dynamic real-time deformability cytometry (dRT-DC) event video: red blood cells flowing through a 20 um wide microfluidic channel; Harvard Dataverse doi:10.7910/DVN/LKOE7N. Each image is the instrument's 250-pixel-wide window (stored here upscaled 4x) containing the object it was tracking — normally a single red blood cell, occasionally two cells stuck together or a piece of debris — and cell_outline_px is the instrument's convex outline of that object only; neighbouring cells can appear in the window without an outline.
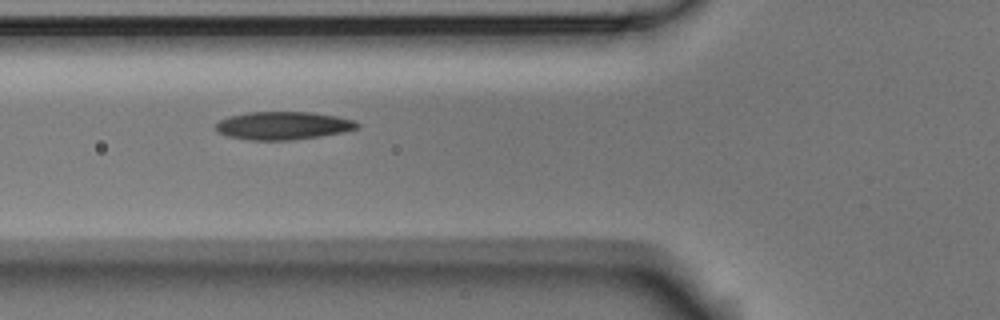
{"species": "Egyptian fruit bat (a non-hibernating species)", "species_latin": "Rousettus aegyptiacus", "temperature_condition": "room temperature", "stored_images_in_passage": 6, "camera_frame_rate_fps": 3000, "um_per_image_px": 0.085, "animal": {"sex": "male"}, "frame": {"image": 1, "passage_image": 3, "time_ms": 0.667, "image_size_px": [1000, 320], "cell_outline_px": [[360, 124], [356, 128], [344, 132], [320, 136], [292, 140], [248, 140], [228, 136], [220, 132], [216, 128], [216, 124], [220, 120], [228, 116], [248, 112], [312, 112], [336, 116], [352, 120]], "centroid_in_image_um": [24.05, 10.67], "position_along_channel_um": 101.7, "area_um2": 22.95}}
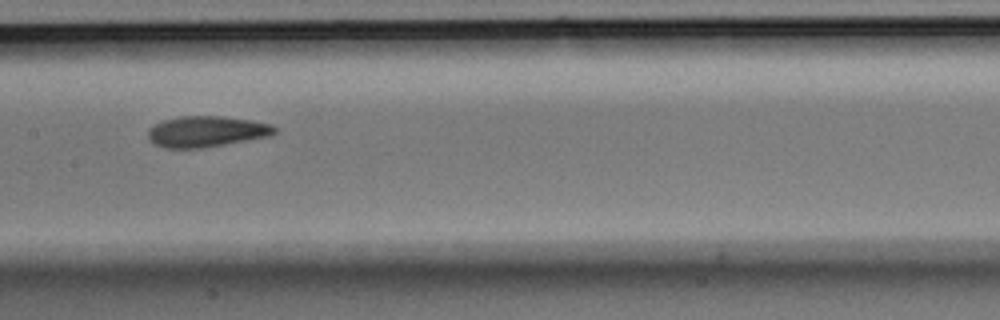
{"frame": {"image": 2, "passage_image": 5, "time_ms": 1.333, "image_size_px": [1000, 320], "cell_outline_px": [[276, 132], [268, 136], [204, 148], [164, 148], [152, 144], [148, 140], [148, 128], [164, 120], [180, 116], [220, 116], [248, 120], [272, 124], [276, 128]], "centroid_in_image_um": [17.49, 11.19], "position_along_channel_um": 189.9, "area_um2": 22.77}}
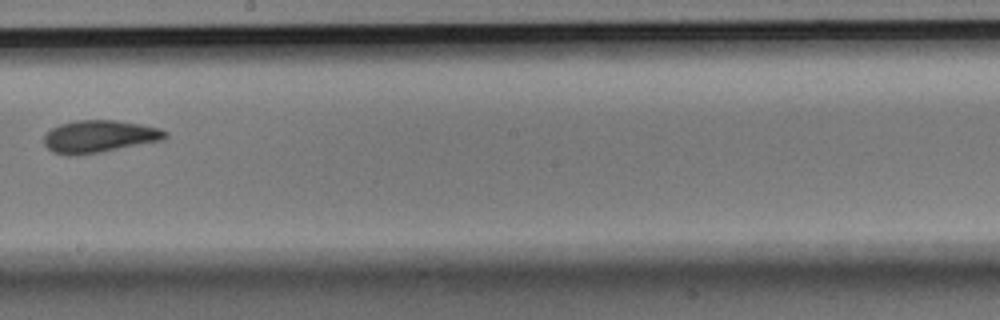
{"frame": {"image": 3, "passage_image": 6, "time_ms": 1.667, "image_size_px": [1000, 320], "cell_outline_px": [[168, 136], [164, 140], [100, 152], [76, 156], [68, 156], [52, 152], [44, 144], [44, 136], [52, 128], [60, 124], [76, 120], [116, 120], [140, 124], [160, 128], [168, 132]], "centroid_in_image_um": [8.45, 11.6], "position_along_channel_um": 239.8, "area_um2": 23.0}}